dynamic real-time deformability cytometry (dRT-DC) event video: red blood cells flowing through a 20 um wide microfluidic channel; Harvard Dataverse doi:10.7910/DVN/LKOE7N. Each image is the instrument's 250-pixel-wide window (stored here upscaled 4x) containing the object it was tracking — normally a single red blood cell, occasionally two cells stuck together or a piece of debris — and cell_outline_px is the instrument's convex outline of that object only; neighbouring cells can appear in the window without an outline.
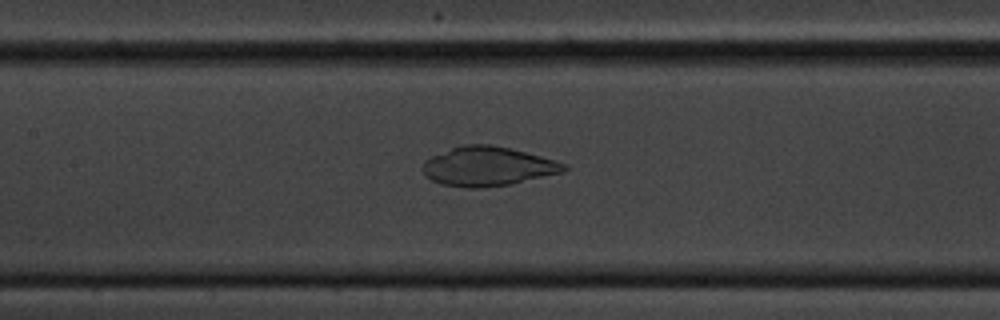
{"species": "common noctule bat (a hibernating species)", "species_latin": "Nyctalus noctula", "temperature_condition": "cold", "stored_images_in_passage": 49, "camera_frame_rate_fps": 3000, "um_per_image_px": 0.085, "animal": {"sex": "male", "body_mass_g": 20.1, "forearm_length_mm": 53.5}, "frame": {"image": 1, "passage_image": 19, "time_ms": 6.0, "image_size_px": [1000, 320], "cell_outline_px": [[568, 168], [564, 172], [508, 184], [480, 188], [468, 188], [440, 184], [424, 176], [420, 168], [424, 160], [432, 156], [452, 148], [464, 144], [488, 144], [508, 148], [556, 160], [568, 164]], "centroid_in_image_um": [41.42, 14.15], "position_along_channel_um": 166.0, "area_um2": 32.25}}
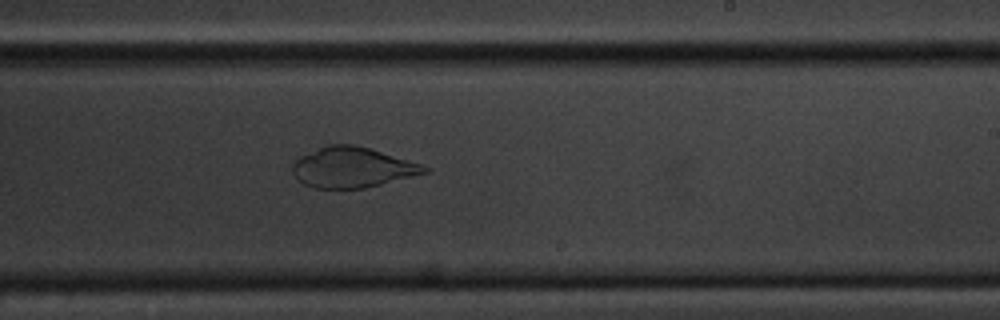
{"frame": {"image": 2, "passage_image": 27, "time_ms": 8.667, "image_size_px": [1000, 320], "cell_outline_px": [[428, 172], [364, 188], [312, 188], [304, 184], [292, 172], [292, 164], [300, 156], [328, 144], [352, 144], [372, 148], [420, 164], [428, 168]], "centroid_in_image_um": [29.92, 14.22], "position_along_channel_um": 259.1, "area_um2": 30.69}}
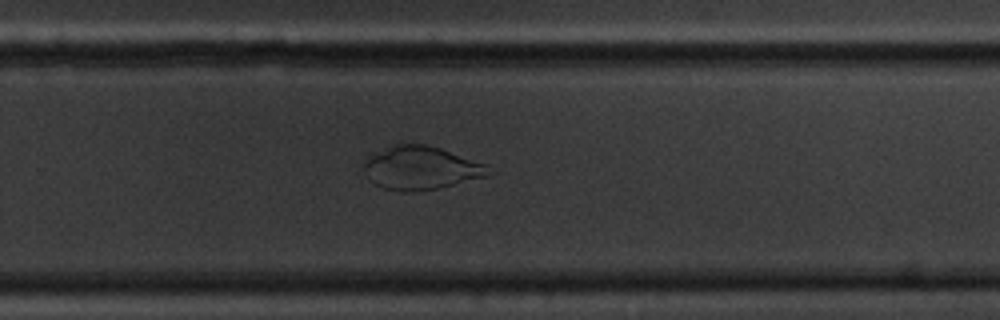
{"frame": {"image": 3, "passage_image": 30, "time_ms": 9.667, "image_size_px": [1000, 320], "cell_outline_px": [[496, 172], [488, 176], [436, 188], [416, 192], [400, 192], [384, 188], [368, 180], [364, 172], [364, 160], [372, 152], [396, 144], [424, 144], [440, 148], [488, 164]], "centroid_in_image_um": [35.79, 14.27], "position_along_channel_um": 294.0, "area_um2": 31.91}}